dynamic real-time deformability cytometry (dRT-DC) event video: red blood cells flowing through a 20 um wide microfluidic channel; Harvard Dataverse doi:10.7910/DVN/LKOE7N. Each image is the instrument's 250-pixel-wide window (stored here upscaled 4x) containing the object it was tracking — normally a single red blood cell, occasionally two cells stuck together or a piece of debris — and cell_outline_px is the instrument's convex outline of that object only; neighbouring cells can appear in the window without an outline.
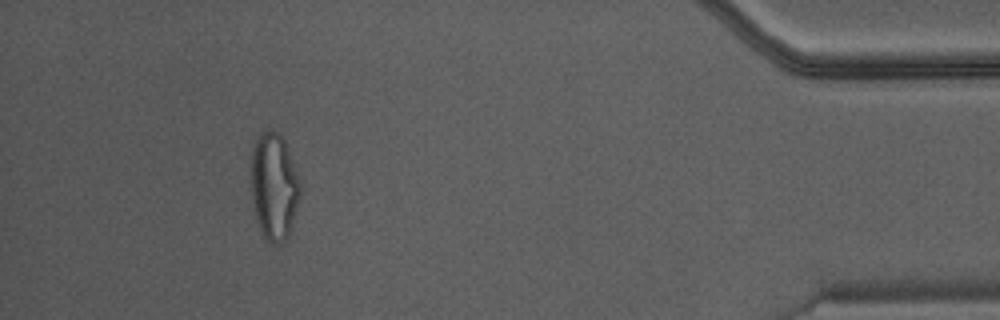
{"species": "Egyptian fruit bat (a non-hibernating species)", "species_latin": "Rousettus aegyptiacus", "temperature_condition": "warm", "stored_images_in_passage": 31, "camera_frame_rate_fps": 3000, "um_per_image_px": 0.085, "animal": {"sex": "male"}, "frame": {"image": 1, "passage_image": 27, "time_ms": 8.667, "image_size_px": [1000, 320], "cell_outline_px": [[300, 196], [292, 228], [288, 236], [280, 244], [272, 244], [264, 236], [256, 220], [252, 200], [252, 148], [256, 136], [260, 132], [268, 128], [272, 128], [284, 140], [296, 172], [300, 184]], "centroid_in_image_um": [23.28, 15.84], "position_along_channel_um": 411.9, "area_um2": 30.58}}